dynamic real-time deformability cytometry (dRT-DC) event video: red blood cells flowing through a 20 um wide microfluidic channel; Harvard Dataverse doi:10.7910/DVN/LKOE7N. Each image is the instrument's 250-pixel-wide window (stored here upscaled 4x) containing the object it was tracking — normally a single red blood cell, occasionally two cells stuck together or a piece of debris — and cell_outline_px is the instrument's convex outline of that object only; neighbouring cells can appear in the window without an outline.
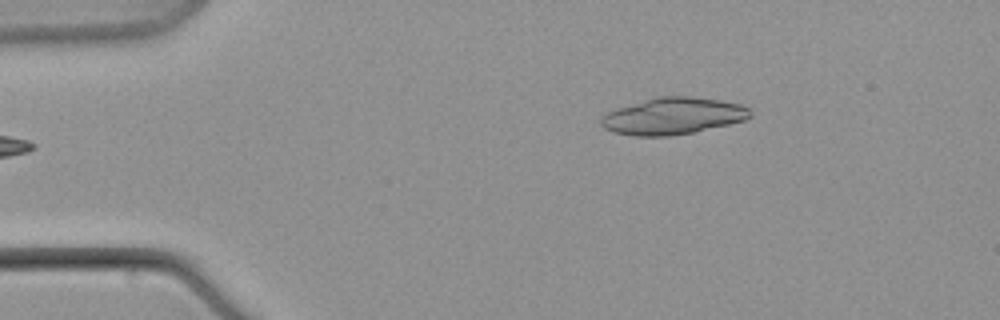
{"species": "common noctule bat (a hibernating species)", "species_latin": "Nyctalus noctula", "temperature_condition": "warm", "stored_images_in_passage": 7, "camera_frame_rate_fps": 3000, "um_per_image_px": 0.085, "animal": {"sex": "male", "body_mass_g": 21.5, "forearm_length_mm": 52.0}, "frame": {"image": 1, "passage_image": 7, "time_ms": 7.333, "image_size_px": [1000, 320], "cell_outline_px": [[752, 116], [744, 120], [728, 124], [692, 132], [668, 136], [636, 136], [616, 132], [604, 128], [600, 124], [600, 120], [608, 112], [644, 100], [660, 96], [692, 96], [720, 100], [740, 104], [748, 108], [752, 112]], "centroid_in_image_um": [57.24, 9.86], "position_along_channel_um": 27.8, "area_um2": 31.5}}